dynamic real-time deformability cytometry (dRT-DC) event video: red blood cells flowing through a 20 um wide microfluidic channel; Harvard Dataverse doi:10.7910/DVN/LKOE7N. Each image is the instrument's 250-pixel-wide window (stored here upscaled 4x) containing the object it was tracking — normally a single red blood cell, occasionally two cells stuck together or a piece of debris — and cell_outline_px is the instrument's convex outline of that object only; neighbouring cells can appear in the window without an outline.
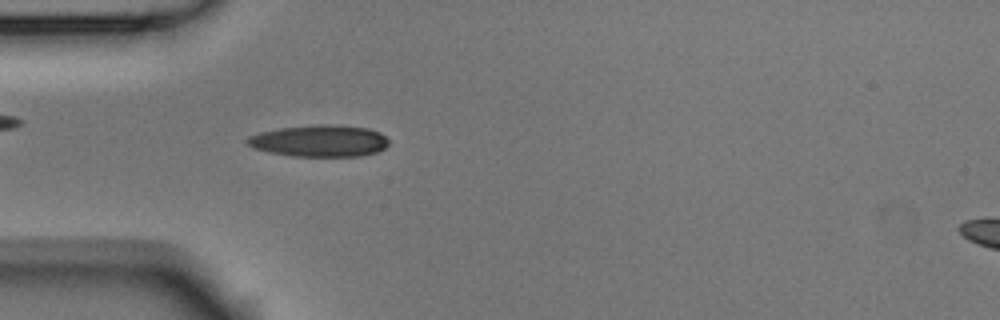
{"species": "Egyptian fruit bat (a non-hibernating species)", "species_latin": "Rousettus aegyptiacus", "temperature_condition": "room temperature", "stored_images_in_passage": 3, "camera_frame_rate_fps": 3000, "um_per_image_px": 0.085, "animal": {"sex": "male"}, "frame": {"image": 1, "passage_image": 3, "time_ms": 0.667, "image_size_px": [1000, 320], "cell_outline_px": [[388, 144], [384, 148], [376, 152], [360, 156], [292, 156], [268, 152], [252, 148], [244, 140], [248, 136], [260, 132], [280, 128], [320, 124], [328, 124], [368, 128], [380, 132], [388, 140]], "centroid_in_image_um": [27.12, 11.97], "position_along_channel_um": 57.9, "area_um2": 26.18}}